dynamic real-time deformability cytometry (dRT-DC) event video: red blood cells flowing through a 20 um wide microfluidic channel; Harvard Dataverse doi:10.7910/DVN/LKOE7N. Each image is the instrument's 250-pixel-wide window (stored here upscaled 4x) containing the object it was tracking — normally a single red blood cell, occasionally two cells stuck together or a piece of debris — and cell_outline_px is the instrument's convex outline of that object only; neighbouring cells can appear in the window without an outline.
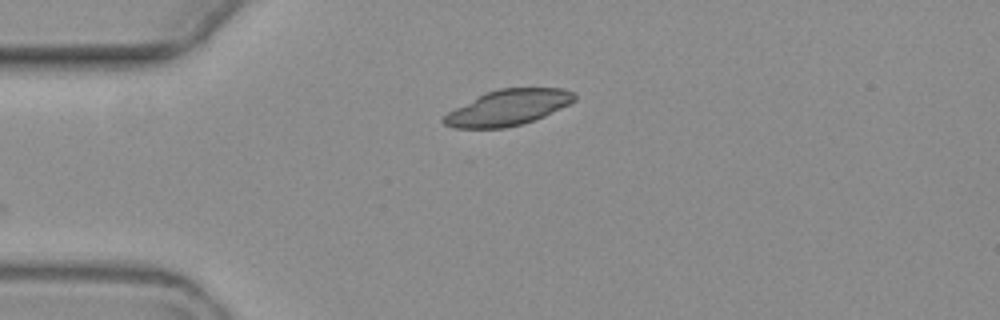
{"species": "common noctule bat (a hibernating species)", "species_latin": "Nyctalus noctula", "temperature_condition": "warm", "stored_images_in_passage": 2, "camera_frame_rate_fps": 3000, "um_per_image_px": 0.085, "animal": {"sex": "female", "body_mass_g": 19.3, "forearm_length_mm": 54.1}, "frame": {"image": 1, "passage_image": 1, "time_ms": 0.0, "image_size_px": [1000, 320], "cell_outline_px": [[576, 100], [544, 116], [524, 124], [504, 128], [452, 128], [444, 124], [440, 120], [448, 112], [484, 92], [500, 88], [564, 88], [576, 92]], "centroid_in_image_um": [43.18, 9.14], "position_along_channel_um": 41.8, "area_um2": 27.28}}